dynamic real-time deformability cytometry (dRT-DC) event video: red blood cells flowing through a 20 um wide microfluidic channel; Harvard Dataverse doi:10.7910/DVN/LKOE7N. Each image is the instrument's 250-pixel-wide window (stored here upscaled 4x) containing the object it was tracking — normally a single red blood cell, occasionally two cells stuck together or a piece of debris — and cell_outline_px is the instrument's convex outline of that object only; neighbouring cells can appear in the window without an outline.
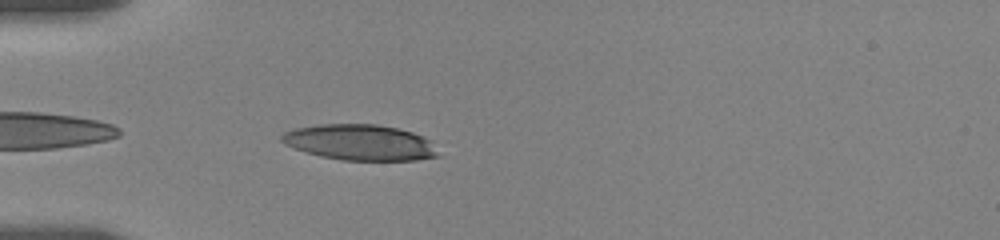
{"species": "human", "species_latin": "Homo sapiens", "temperature_condition": "room temperature", "stored_images_in_passage": 54, "camera_frame_rate_fps": 3000, "um_per_image_px": 0.085, "donor": {"sex": "female"}, "frame": {"image": 1, "passage_image": 3, "time_ms": 0.667, "image_size_px": [1000, 240], "cell_outline_px": [[440, 156], [416, 160], [340, 160], [320, 156], [284, 144], [280, 140], [280, 136], [284, 132], [296, 128], [320, 124], [376, 124], [396, 128], [412, 132], [428, 140]], "centroid_in_image_um": [30.56, 12.1], "position_along_channel_um": 54.4, "area_um2": 32.25}}
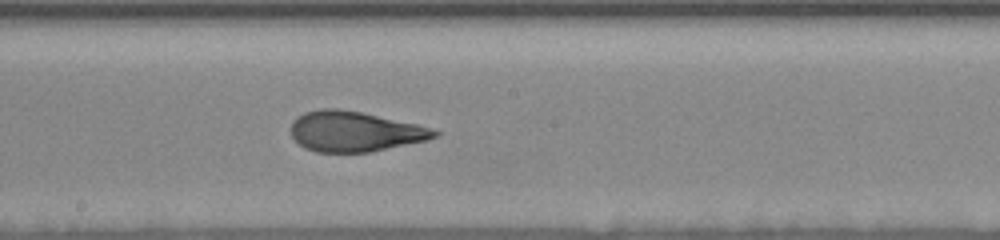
{"frame": {"image": 2, "passage_image": 31, "time_ms": 5.667, "image_size_px": [1000, 240], "cell_outline_px": [[440, 132], [436, 136], [428, 140], [368, 152], [316, 152], [304, 148], [292, 136], [292, 120], [304, 112], [320, 108], [336, 108], [360, 112], [416, 124], [432, 128]], "centroid_in_image_um": [30.13, 11.17], "position_along_channel_um": 218.1, "area_um2": 33.41}}
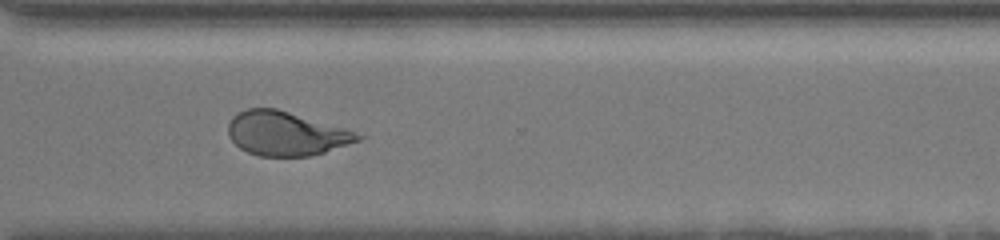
{"frame": {"image": 3, "passage_image": 53, "time_ms": 9.333, "image_size_px": [1000, 240], "cell_outline_px": [[368, 136], [360, 140], [324, 152], [308, 156], [260, 156], [248, 152], [240, 148], [228, 136], [228, 124], [232, 116], [248, 108], [276, 108], [348, 128]], "centroid_in_image_um": [24.35, 11.34], "position_along_channel_um": 346.2, "area_um2": 33.47}}